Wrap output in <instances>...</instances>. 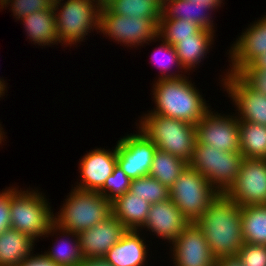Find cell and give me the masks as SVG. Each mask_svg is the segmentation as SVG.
Returning a JSON list of instances; mask_svg holds the SVG:
<instances>
[{
  "mask_svg": "<svg viewBox=\"0 0 266 266\" xmlns=\"http://www.w3.org/2000/svg\"><path fill=\"white\" fill-rule=\"evenodd\" d=\"M158 78L153 84L155 108L148 113L171 117L196 125L210 110L189 77Z\"/></svg>",
  "mask_w": 266,
  "mask_h": 266,
  "instance_id": "2",
  "label": "cell"
},
{
  "mask_svg": "<svg viewBox=\"0 0 266 266\" xmlns=\"http://www.w3.org/2000/svg\"><path fill=\"white\" fill-rule=\"evenodd\" d=\"M11 3V4H10ZM11 6L12 13L16 20H21L22 18L35 13L36 11H41L48 9L52 5L50 0H3L0 3V9L6 8V6Z\"/></svg>",
  "mask_w": 266,
  "mask_h": 266,
  "instance_id": "34",
  "label": "cell"
},
{
  "mask_svg": "<svg viewBox=\"0 0 266 266\" xmlns=\"http://www.w3.org/2000/svg\"><path fill=\"white\" fill-rule=\"evenodd\" d=\"M160 18H135L113 14L104 4L100 8L99 31L126 47L158 41ZM148 41V42H147Z\"/></svg>",
  "mask_w": 266,
  "mask_h": 266,
  "instance_id": "9",
  "label": "cell"
},
{
  "mask_svg": "<svg viewBox=\"0 0 266 266\" xmlns=\"http://www.w3.org/2000/svg\"><path fill=\"white\" fill-rule=\"evenodd\" d=\"M216 266H244L237 256L221 257L216 259Z\"/></svg>",
  "mask_w": 266,
  "mask_h": 266,
  "instance_id": "40",
  "label": "cell"
},
{
  "mask_svg": "<svg viewBox=\"0 0 266 266\" xmlns=\"http://www.w3.org/2000/svg\"><path fill=\"white\" fill-rule=\"evenodd\" d=\"M222 82L237 107V119L266 126V96L250 88L237 74L226 72Z\"/></svg>",
  "mask_w": 266,
  "mask_h": 266,
  "instance_id": "14",
  "label": "cell"
},
{
  "mask_svg": "<svg viewBox=\"0 0 266 266\" xmlns=\"http://www.w3.org/2000/svg\"><path fill=\"white\" fill-rule=\"evenodd\" d=\"M117 164V150L97 148L85 154L79 163L80 182L76 188L99 192L105 180L113 173ZM82 181V182H81Z\"/></svg>",
  "mask_w": 266,
  "mask_h": 266,
  "instance_id": "17",
  "label": "cell"
},
{
  "mask_svg": "<svg viewBox=\"0 0 266 266\" xmlns=\"http://www.w3.org/2000/svg\"><path fill=\"white\" fill-rule=\"evenodd\" d=\"M236 256L244 266H266V245L243 243Z\"/></svg>",
  "mask_w": 266,
  "mask_h": 266,
  "instance_id": "35",
  "label": "cell"
},
{
  "mask_svg": "<svg viewBox=\"0 0 266 266\" xmlns=\"http://www.w3.org/2000/svg\"><path fill=\"white\" fill-rule=\"evenodd\" d=\"M191 2H196V3H205L211 5L214 9H217L218 6L221 7V4L223 3V0H189Z\"/></svg>",
  "mask_w": 266,
  "mask_h": 266,
  "instance_id": "42",
  "label": "cell"
},
{
  "mask_svg": "<svg viewBox=\"0 0 266 266\" xmlns=\"http://www.w3.org/2000/svg\"><path fill=\"white\" fill-rule=\"evenodd\" d=\"M144 198L133 196L129 191L111 201L112 215L128 230H140L150 209Z\"/></svg>",
  "mask_w": 266,
  "mask_h": 266,
  "instance_id": "21",
  "label": "cell"
},
{
  "mask_svg": "<svg viewBox=\"0 0 266 266\" xmlns=\"http://www.w3.org/2000/svg\"><path fill=\"white\" fill-rule=\"evenodd\" d=\"M188 165L183 159L157 148L153 156L149 175L158 180L167 189H170Z\"/></svg>",
  "mask_w": 266,
  "mask_h": 266,
  "instance_id": "27",
  "label": "cell"
},
{
  "mask_svg": "<svg viewBox=\"0 0 266 266\" xmlns=\"http://www.w3.org/2000/svg\"><path fill=\"white\" fill-rule=\"evenodd\" d=\"M219 193L189 165L169 189V198L187 218L196 222Z\"/></svg>",
  "mask_w": 266,
  "mask_h": 266,
  "instance_id": "8",
  "label": "cell"
},
{
  "mask_svg": "<svg viewBox=\"0 0 266 266\" xmlns=\"http://www.w3.org/2000/svg\"><path fill=\"white\" fill-rule=\"evenodd\" d=\"M196 224L216 259L236 256L243 246L241 206L226 194L219 193Z\"/></svg>",
  "mask_w": 266,
  "mask_h": 266,
  "instance_id": "1",
  "label": "cell"
},
{
  "mask_svg": "<svg viewBox=\"0 0 266 266\" xmlns=\"http://www.w3.org/2000/svg\"><path fill=\"white\" fill-rule=\"evenodd\" d=\"M171 244L175 266H216V258L196 222H190Z\"/></svg>",
  "mask_w": 266,
  "mask_h": 266,
  "instance_id": "13",
  "label": "cell"
},
{
  "mask_svg": "<svg viewBox=\"0 0 266 266\" xmlns=\"http://www.w3.org/2000/svg\"><path fill=\"white\" fill-rule=\"evenodd\" d=\"M229 50L231 64L227 73L238 74L266 52V15L241 33Z\"/></svg>",
  "mask_w": 266,
  "mask_h": 266,
  "instance_id": "15",
  "label": "cell"
},
{
  "mask_svg": "<svg viewBox=\"0 0 266 266\" xmlns=\"http://www.w3.org/2000/svg\"><path fill=\"white\" fill-rule=\"evenodd\" d=\"M201 29L197 23L184 19L159 20L158 38L174 47L181 39L193 38Z\"/></svg>",
  "mask_w": 266,
  "mask_h": 266,
  "instance_id": "30",
  "label": "cell"
},
{
  "mask_svg": "<svg viewBox=\"0 0 266 266\" xmlns=\"http://www.w3.org/2000/svg\"><path fill=\"white\" fill-rule=\"evenodd\" d=\"M54 216V224L76 234L85 231L112 215L111 201L99 192L74 187Z\"/></svg>",
  "mask_w": 266,
  "mask_h": 266,
  "instance_id": "4",
  "label": "cell"
},
{
  "mask_svg": "<svg viewBox=\"0 0 266 266\" xmlns=\"http://www.w3.org/2000/svg\"><path fill=\"white\" fill-rule=\"evenodd\" d=\"M162 43L161 45L157 48L158 50L154 51L151 53L152 59L151 61L154 62V64L160 69V73L162 75L159 76V78H177L181 76H185L184 74H179V72L183 71H177L178 74L176 73H170V68H172L173 64H175V67H179V69H183L182 66L179 63L178 56L176 54L175 48L161 40ZM159 53L162 54L164 53V57H160ZM169 71V72H168Z\"/></svg>",
  "mask_w": 266,
  "mask_h": 266,
  "instance_id": "32",
  "label": "cell"
},
{
  "mask_svg": "<svg viewBox=\"0 0 266 266\" xmlns=\"http://www.w3.org/2000/svg\"><path fill=\"white\" fill-rule=\"evenodd\" d=\"M127 228L113 215L85 231L78 233L83 258L104 257L118 243Z\"/></svg>",
  "mask_w": 266,
  "mask_h": 266,
  "instance_id": "16",
  "label": "cell"
},
{
  "mask_svg": "<svg viewBox=\"0 0 266 266\" xmlns=\"http://www.w3.org/2000/svg\"><path fill=\"white\" fill-rule=\"evenodd\" d=\"M249 67L251 69H266V52L256 58Z\"/></svg>",
  "mask_w": 266,
  "mask_h": 266,
  "instance_id": "41",
  "label": "cell"
},
{
  "mask_svg": "<svg viewBox=\"0 0 266 266\" xmlns=\"http://www.w3.org/2000/svg\"><path fill=\"white\" fill-rule=\"evenodd\" d=\"M162 0H103L115 15L135 18H161Z\"/></svg>",
  "mask_w": 266,
  "mask_h": 266,
  "instance_id": "29",
  "label": "cell"
},
{
  "mask_svg": "<svg viewBox=\"0 0 266 266\" xmlns=\"http://www.w3.org/2000/svg\"><path fill=\"white\" fill-rule=\"evenodd\" d=\"M214 31L201 29L193 38L181 39L174 48L184 72L195 69L214 41ZM188 70V71H187Z\"/></svg>",
  "mask_w": 266,
  "mask_h": 266,
  "instance_id": "24",
  "label": "cell"
},
{
  "mask_svg": "<svg viewBox=\"0 0 266 266\" xmlns=\"http://www.w3.org/2000/svg\"><path fill=\"white\" fill-rule=\"evenodd\" d=\"M11 187L10 223L11 228L36 239L45 237L54 224V214L49 202L38 190Z\"/></svg>",
  "mask_w": 266,
  "mask_h": 266,
  "instance_id": "6",
  "label": "cell"
},
{
  "mask_svg": "<svg viewBox=\"0 0 266 266\" xmlns=\"http://www.w3.org/2000/svg\"><path fill=\"white\" fill-rule=\"evenodd\" d=\"M77 266H113L107 262L103 257L83 258Z\"/></svg>",
  "mask_w": 266,
  "mask_h": 266,
  "instance_id": "39",
  "label": "cell"
},
{
  "mask_svg": "<svg viewBox=\"0 0 266 266\" xmlns=\"http://www.w3.org/2000/svg\"><path fill=\"white\" fill-rule=\"evenodd\" d=\"M25 31L30 41L40 46H51L60 43L57 37L54 8L36 11L22 18ZM57 42V43H56Z\"/></svg>",
  "mask_w": 266,
  "mask_h": 266,
  "instance_id": "22",
  "label": "cell"
},
{
  "mask_svg": "<svg viewBox=\"0 0 266 266\" xmlns=\"http://www.w3.org/2000/svg\"><path fill=\"white\" fill-rule=\"evenodd\" d=\"M5 92L0 88V97L4 96Z\"/></svg>",
  "mask_w": 266,
  "mask_h": 266,
  "instance_id": "44",
  "label": "cell"
},
{
  "mask_svg": "<svg viewBox=\"0 0 266 266\" xmlns=\"http://www.w3.org/2000/svg\"><path fill=\"white\" fill-rule=\"evenodd\" d=\"M62 1L64 0L52 2L57 37L60 43L71 47L73 44L77 45L76 43L85 40L84 37L91 29L92 31L93 29L99 30L100 8L103 0Z\"/></svg>",
  "mask_w": 266,
  "mask_h": 266,
  "instance_id": "5",
  "label": "cell"
},
{
  "mask_svg": "<svg viewBox=\"0 0 266 266\" xmlns=\"http://www.w3.org/2000/svg\"><path fill=\"white\" fill-rule=\"evenodd\" d=\"M54 232L55 233L61 232V234H63V237L60 239V241L55 243L57 244L56 247L54 244V247L53 246L51 247L52 248L51 251L50 249L47 252L45 251L44 255L58 266H77L78 263L83 260L78 234L67 230H63L57 227L55 224H53L49 228L46 237H49L47 236L49 234L54 235ZM70 235L73 237L74 240L70 239L69 237ZM64 236L66 238L68 237L67 240L64 239L65 238Z\"/></svg>",
  "mask_w": 266,
  "mask_h": 266,
  "instance_id": "25",
  "label": "cell"
},
{
  "mask_svg": "<svg viewBox=\"0 0 266 266\" xmlns=\"http://www.w3.org/2000/svg\"><path fill=\"white\" fill-rule=\"evenodd\" d=\"M129 192L133 196L144 198L150 204L162 202L169 198V189L150 175L132 180Z\"/></svg>",
  "mask_w": 266,
  "mask_h": 266,
  "instance_id": "31",
  "label": "cell"
},
{
  "mask_svg": "<svg viewBox=\"0 0 266 266\" xmlns=\"http://www.w3.org/2000/svg\"><path fill=\"white\" fill-rule=\"evenodd\" d=\"M237 75L254 91L266 96V69L246 66Z\"/></svg>",
  "mask_w": 266,
  "mask_h": 266,
  "instance_id": "36",
  "label": "cell"
},
{
  "mask_svg": "<svg viewBox=\"0 0 266 266\" xmlns=\"http://www.w3.org/2000/svg\"><path fill=\"white\" fill-rule=\"evenodd\" d=\"M190 222L168 198L165 201L153 203L147 215L144 225L141 227L154 232L157 237L167 239L172 243Z\"/></svg>",
  "mask_w": 266,
  "mask_h": 266,
  "instance_id": "18",
  "label": "cell"
},
{
  "mask_svg": "<svg viewBox=\"0 0 266 266\" xmlns=\"http://www.w3.org/2000/svg\"><path fill=\"white\" fill-rule=\"evenodd\" d=\"M146 241L140 237L139 230H127L121 240L112 246L104 259L113 266H146Z\"/></svg>",
  "mask_w": 266,
  "mask_h": 266,
  "instance_id": "19",
  "label": "cell"
},
{
  "mask_svg": "<svg viewBox=\"0 0 266 266\" xmlns=\"http://www.w3.org/2000/svg\"><path fill=\"white\" fill-rule=\"evenodd\" d=\"M17 266H58L49 258H47L44 254H33L22 261Z\"/></svg>",
  "mask_w": 266,
  "mask_h": 266,
  "instance_id": "38",
  "label": "cell"
},
{
  "mask_svg": "<svg viewBox=\"0 0 266 266\" xmlns=\"http://www.w3.org/2000/svg\"><path fill=\"white\" fill-rule=\"evenodd\" d=\"M243 155L240 152H224L211 145L196 143L189 166L202 174L220 194H225L234 184Z\"/></svg>",
  "mask_w": 266,
  "mask_h": 266,
  "instance_id": "7",
  "label": "cell"
},
{
  "mask_svg": "<svg viewBox=\"0 0 266 266\" xmlns=\"http://www.w3.org/2000/svg\"><path fill=\"white\" fill-rule=\"evenodd\" d=\"M156 145L140 130L118 140L117 165L131 179L148 176Z\"/></svg>",
  "mask_w": 266,
  "mask_h": 266,
  "instance_id": "12",
  "label": "cell"
},
{
  "mask_svg": "<svg viewBox=\"0 0 266 266\" xmlns=\"http://www.w3.org/2000/svg\"><path fill=\"white\" fill-rule=\"evenodd\" d=\"M239 145L244 158L266 159V126L239 121Z\"/></svg>",
  "mask_w": 266,
  "mask_h": 266,
  "instance_id": "28",
  "label": "cell"
},
{
  "mask_svg": "<svg viewBox=\"0 0 266 266\" xmlns=\"http://www.w3.org/2000/svg\"><path fill=\"white\" fill-rule=\"evenodd\" d=\"M0 88L5 92L6 84L3 79L0 78Z\"/></svg>",
  "mask_w": 266,
  "mask_h": 266,
  "instance_id": "43",
  "label": "cell"
},
{
  "mask_svg": "<svg viewBox=\"0 0 266 266\" xmlns=\"http://www.w3.org/2000/svg\"><path fill=\"white\" fill-rule=\"evenodd\" d=\"M137 126L158 149L189 163L197 143L196 127L192 123L171 117L147 113Z\"/></svg>",
  "mask_w": 266,
  "mask_h": 266,
  "instance_id": "3",
  "label": "cell"
},
{
  "mask_svg": "<svg viewBox=\"0 0 266 266\" xmlns=\"http://www.w3.org/2000/svg\"><path fill=\"white\" fill-rule=\"evenodd\" d=\"M212 10L214 11L215 9L211 5L202 2L196 3L189 0H162L160 20L184 19L197 23L203 29L215 31L213 29V20H211Z\"/></svg>",
  "mask_w": 266,
  "mask_h": 266,
  "instance_id": "20",
  "label": "cell"
},
{
  "mask_svg": "<svg viewBox=\"0 0 266 266\" xmlns=\"http://www.w3.org/2000/svg\"><path fill=\"white\" fill-rule=\"evenodd\" d=\"M243 242L266 245V205L241 207Z\"/></svg>",
  "mask_w": 266,
  "mask_h": 266,
  "instance_id": "26",
  "label": "cell"
},
{
  "mask_svg": "<svg viewBox=\"0 0 266 266\" xmlns=\"http://www.w3.org/2000/svg\"><path fill=\"white\" fill-rule=\"evenodd\" d=\"M35 240L13 228L0 235V266H17L30 255Z\"/></svg>",
  "mask_w": 266,
  "mask_h": 266,
  "instance_id": "23",
  "label": "cell"
},
{
  "mask_svg": "<svg viewBox=\"0 0 266 266\" xmlns=\"http://www.w3.org/2000/svg\"><path fill=\"white\" fill-rule=\"evenodd\" d=\"M11 187L0 192V235L11 228L10 223Z\"/></svg>",
  "mask_w": 266,
  "mask_h": 266,
  "instance_id": "37",
  "label": "cell"
},
{
  "mask_svg": "<svg viewBox=\"0 0 266 266\" xmlns=\"http://www.w3.org/2000/svg\"><path fill=\"white\" fill-rule=\"evenodd\" d=\"M224 115L209 110L202 117L195 125L197 143L212 145L224 152H240L239 120L234 115Z\"/></svg>",
  "mask_w": 266,
  "mask_h": 266,
  "instance_id": "11",
  "label": "cell"
},
{
  "mask_svg": "<svg viewBox=\"0 0 266 266\" xmlns=\"http://www.w3.org/2000/svg\"><path fill=\"white\" fill-rule=\"evenodd\" d=\"M131 179L116 164L113 173L105 180L103 188L99 191L109 201L127 193L130 189Z\"/></svg>",
  "mask_w": 266,
  "mask_h": 266,
  "instance_id": "33",
  "label": "cell"
},
{
  "mask_svg": "<svg viewBox=\"0 0 266 266\" xmlns=\"http://www.w3.org/2000/svg\"><path fill=\"white\" fill-rule=\"evenodd\" d=\"M225 194L241 207L266 205V159L244 158L238 177Z\"/></svg>",
  "mask_w": 266,
  "mask_h": 266,
  "instance_id": "10",
  "label": "cell"
}]
</instances>
